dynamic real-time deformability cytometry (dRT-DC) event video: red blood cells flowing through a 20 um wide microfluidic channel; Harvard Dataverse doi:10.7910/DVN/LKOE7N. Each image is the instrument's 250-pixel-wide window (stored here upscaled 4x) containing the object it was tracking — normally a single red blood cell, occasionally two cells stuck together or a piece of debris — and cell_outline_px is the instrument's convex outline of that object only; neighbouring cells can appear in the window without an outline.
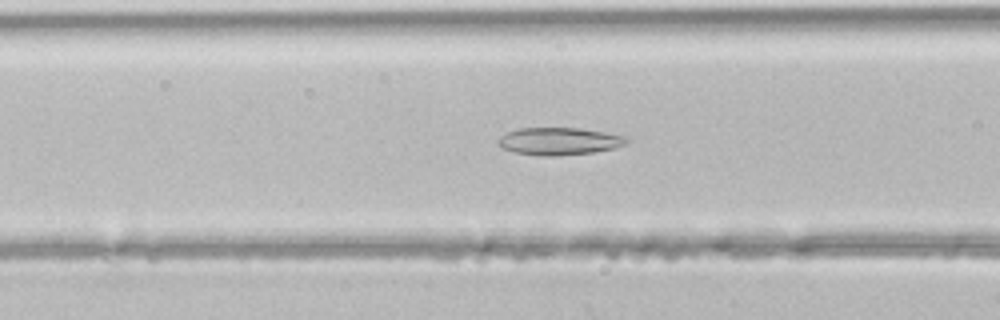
{"species": "common noctule bat (a hibernating species)", "species_latin": "Nyctalus noctula", "temperature_condition": "room temperature", "stored_images_in_passage": 43, "segment_of_instrument_passage": [1, 2], "camera_frame_rate_fps": 3000, "um_per_image_px": 0.085, "animal": {"sex": "male", "body_mass_g": 21.5, "forearm_length_mm": 52.0}, "frame": {"image": 1, "passage_image": 17, "time_ms": 5.333, "image_size_px": [1000, 320], "cell_outline_px": [[628, 140], [624, 144], [616, 148], [592, 152], [556, 156], [540, 156], [516, 152], [500, 148], [496, 144], [496, 140], [500, 136], [508, 132], [520, 128], [580, 128], [628, 136]], "centroid_in_image_um": [47.5, 12.0], "position_along_channel_um": 119.1, "area_um2": 20.63}}
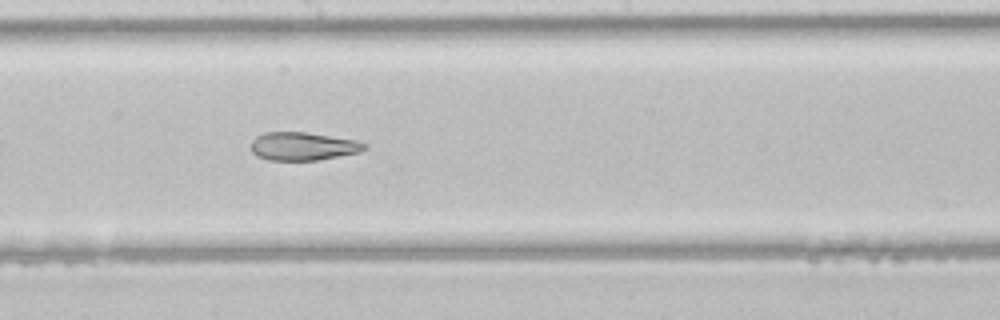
{"frame": {"image": 2, "passage_image": 24, "time_ms": 7.667, "image_size_px": [1000, 320], "cell_outline_px": [[368, 148], [360, 152], [316, 160], [268, 160], [256, 156], [252, 152], [252, 140], [256, 136], [264, 132], [304, 132], [352, 140], [368, 144]], "centroid_in_image_um": [25.72, 12.44], "position_along_channel_um": 222.5, "area_um2": 18.44}}
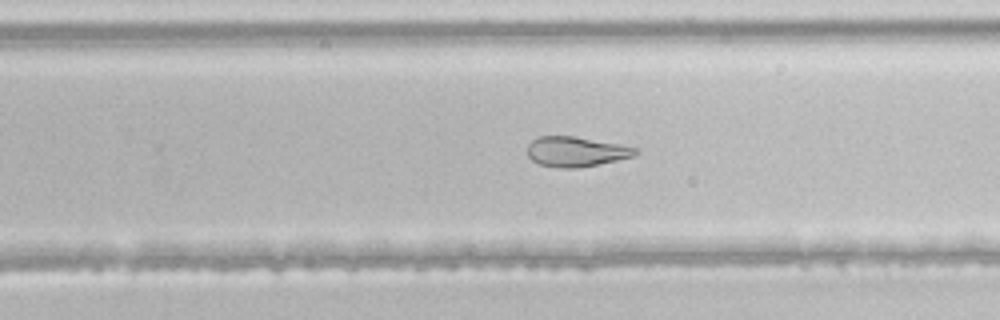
{"frame": {"image": 3, "passage_image": 28, "time_ms": 9.0, "image_size_px": [1000, 320], "cell_outline_px": [[640, 152], [632, 156], [616, 160], [576, 168], [564, 168], [540, 164], [532, 160], [528, 156], [528, 144], [532, 140], [540, 136], [572, 136], [616, 144], [636, 148]], "centroid_in_image_um": [48.92, 12.88], "position_along_channel_um": 280.9, "area_um2": 18.38}}